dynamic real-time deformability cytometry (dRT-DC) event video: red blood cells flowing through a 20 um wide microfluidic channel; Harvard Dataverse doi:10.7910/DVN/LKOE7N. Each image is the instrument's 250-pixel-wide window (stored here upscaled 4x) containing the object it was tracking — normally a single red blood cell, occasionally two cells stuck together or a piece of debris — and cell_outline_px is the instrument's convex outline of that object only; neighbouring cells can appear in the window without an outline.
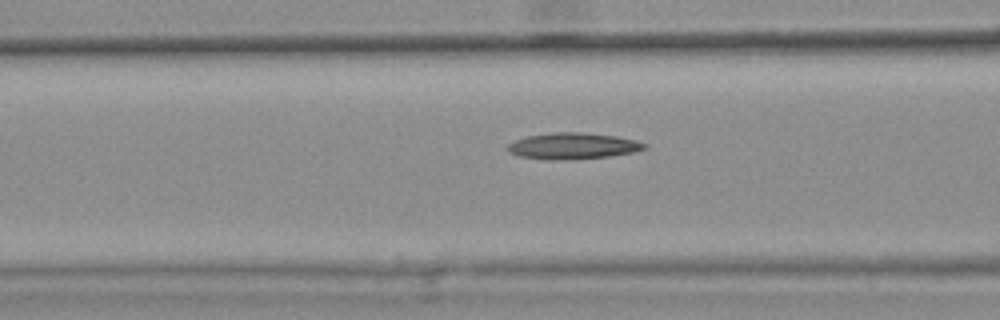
{"species": "common noctule bat (a hibernating species)", "species_latin": "Nyctalus noctula", "temperature_condition": "warm", "stored_images_in_passage": 48, "camera_frame_rate_fps": 3000, "um_per_image_px": 0.085, "animal": {"sex": "female", "body_mass_g": 25.1}, "frame": {"image": 1, "passage_image": 21, "time_ms": 6.667, "image_size_px": [1000, 320], "cell_outline_px": [[648, 148], [632, 152], [608, 156], [576, 160], [520, 156], [508, 152], [508, 144], [516, 140], [528, 136], [552, 132], [580, 132], [616, 136], [636, 140], [648, 144]], "centroid_in_image_um": [48.76, 12.39], "position_along_channel_um": 117.8, "area_um2": 20.63}}